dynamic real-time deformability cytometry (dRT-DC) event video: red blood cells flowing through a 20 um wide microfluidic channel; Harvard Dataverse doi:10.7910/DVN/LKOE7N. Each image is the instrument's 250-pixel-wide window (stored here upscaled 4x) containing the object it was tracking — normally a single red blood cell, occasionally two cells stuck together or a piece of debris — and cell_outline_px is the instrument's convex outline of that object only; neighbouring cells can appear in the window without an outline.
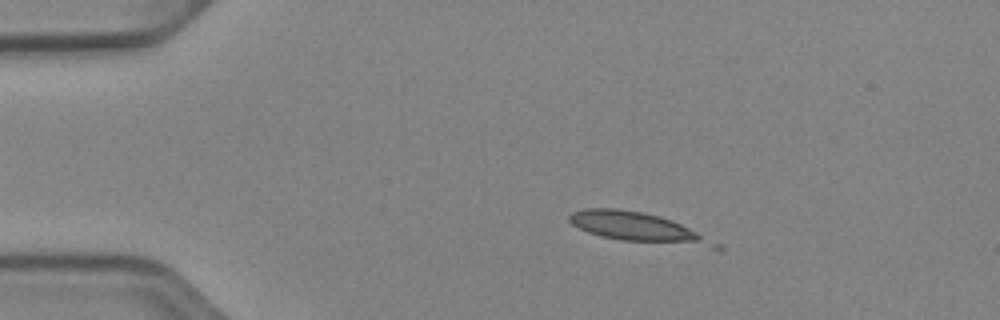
{"species": "Egyptian fruit bat (a non-hibernating species)", "species_latin": "Rousettus aegyptiacus", "temperature_condition": "cold", "stored_images_in_passage": 12, "camera_frame_rate_fps": 3000, "um_per_image_px": 0.085, "animal": {"sex": "female"}, "frame": {"image": 1, "passage_image": 10, "time_ms": 3.0, "image_size_px": [1000, 320], "cell_outline_px": [[724, 248], [720, 252], [716, 252], [620, 240], [600, 236], [588, 232], [572, 224], [568, 220], [568, 216], [572, 212], [584, 208], [616, 208], [640, 212], [660, 216], [672, 220], [720, 244]], "centroid_in_image_um": [54.43, 19.43], "position_along_channel_um": 30.6, "area_um2": 26.3}}